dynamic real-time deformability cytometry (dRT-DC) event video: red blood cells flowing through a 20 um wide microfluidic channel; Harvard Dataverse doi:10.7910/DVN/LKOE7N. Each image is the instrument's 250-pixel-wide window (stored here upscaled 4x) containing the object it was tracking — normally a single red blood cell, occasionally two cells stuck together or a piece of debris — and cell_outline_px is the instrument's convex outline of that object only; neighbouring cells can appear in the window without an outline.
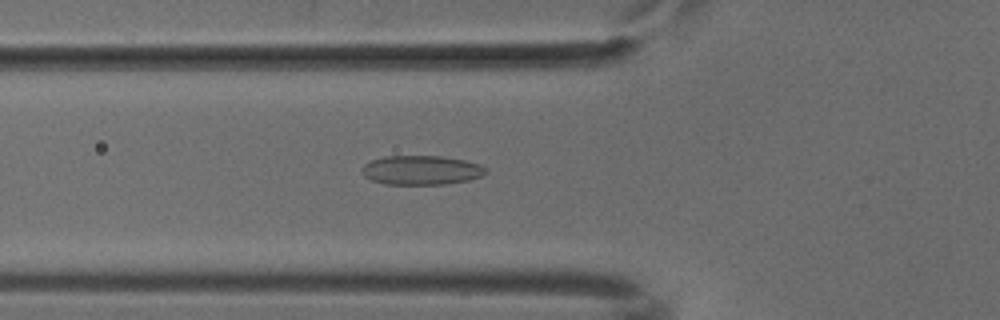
{"species": "common noctule bat (a hibernating species)", "species_latin": "Nyctalus noctula", "temperature_condition": "cold", "stored_images_in_passage": 53, "camera_frame_rate_fps": 3000, "um_per_image_px": 0.085, "animal": {"sex": "male", "body_mass_g": 18.8}, "frame": {"image": 1, "passage_image": 19, "time_ms": 6.0, "image_size_px": [1000, 320], "cell_outline_px": [[488, 172], [480, 176], [468, 180], [444, 184], [384, 184], [372, 180], [364, 176], [360, 172], [360, 168], [364, 164], [372, 160], [384, 156], [440, 156], [464, 160], [480, 164]], "centroid_in_image_um": [35.76, 14.46], "position_along_channel_um": 90.0, "area_um2": 21.1}}
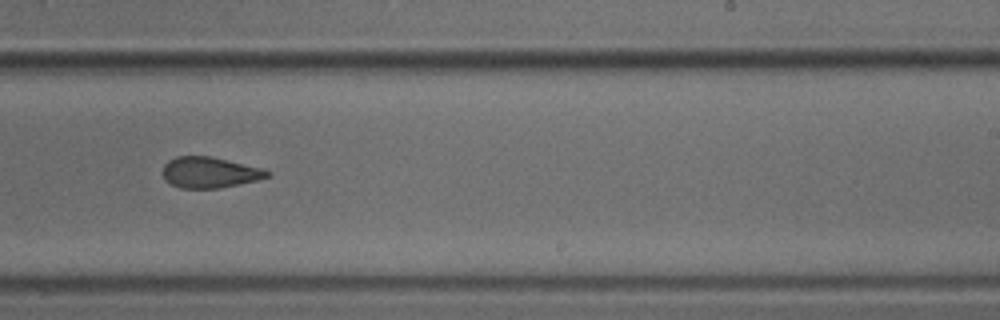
{"frame": {"image": 2, "passage_image": 33, "time_ms": 10.667, "image_size_px": [1000, 320], "cell_outline_px": [[272, 172], [268, 176], [256, 180], [220, 188], [180, 188], [164, 180], [160, 172], [164, 164], [168, 160], [176, 156], [212, 156], [264, 168]], "centroid_in_image_um": [17.78, 14.64], "position_along_channel_um": 271.2, "area_um2": 19.07}}
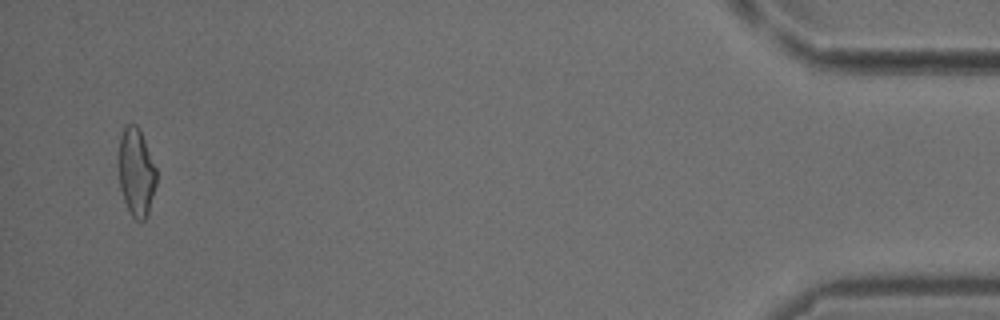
{"frame": {"image": 3, "passage_image": 51, "time_ms": 16.667, "image_size_px": [1000, 320], "cell_outline_px": [[156, 184], [148, 212], [144, 220], [136, 220], [132, 216], [124, 200], [120, 188], [116, 164], [116, 160], [120, 136], [124, 128], [128, 124], [136, 124], [140, 128], [156, 168]], "centroid_in_image_um": [11.54, 14.58], "position_along_channel_um": 423.7, "area_um2": 19.77}}